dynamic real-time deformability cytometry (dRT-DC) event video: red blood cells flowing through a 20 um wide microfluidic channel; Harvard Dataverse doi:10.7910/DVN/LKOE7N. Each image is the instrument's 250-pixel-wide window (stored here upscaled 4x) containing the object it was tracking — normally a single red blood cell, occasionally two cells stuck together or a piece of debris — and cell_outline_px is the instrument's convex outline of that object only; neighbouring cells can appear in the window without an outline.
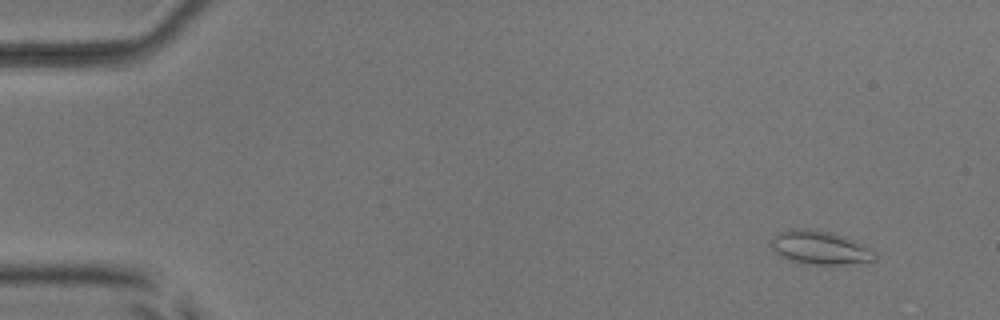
{"species": "common noctule bat (a hibernating species)", "species_latin": "Nyctalus noctula", "temperature_condition": "room temperature", "stored_images_in_passage": 12, "camera_frame_rate_fps": 3000, "um_per_image_px": 0.085, "animal": {"sex": "male", "body_mass_g": 17.9, "forearm_length_mm": 54.2}, "frame": {"image": 1, "passage_image": 4, "time_ms": 1.0, "image_size_px": [1000, 320], "cell_outline_px": [[876, 260], [844, 264], [816, 264], [792, 260], [776, 252], [772, 248], [772, 240], [780, 232], [788, 228], [808, 228], [832, 232], [856, 240], [876, 252]], "centroid_in_image_um": [69.75, 21.02], "position_along_channel_um": 15.2, "area_um2": 20.0}}